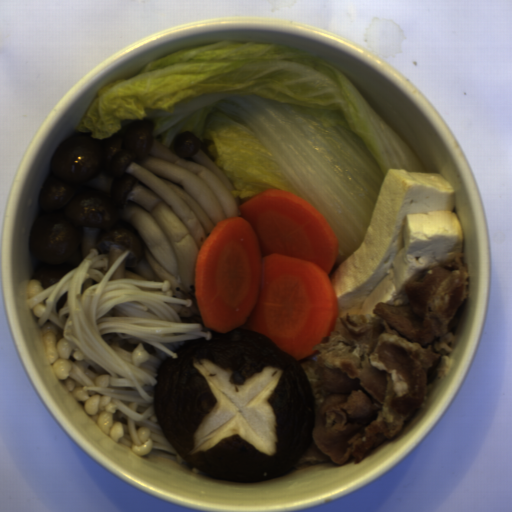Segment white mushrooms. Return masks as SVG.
<instances>
[{
    "label": "white mushrooms",
    "instance_id": "white-mushrooms-1",
    "mask_svg": "<svg viewBox=\"0 0 512 512\" xmlns=\"http://www.w3.org/2000/svg\"><path fill=\"white\" fill-rule=\"evenodd\" d=\"M154 121L136 120L124 136L104 140L81 131L63 140L48 163L50 173L28 232L37 258L33 278L44 290L77 268L96 249L110 280L169 281L172 296L192 299L199 250L216 225L242 215L250 198L235 186L210 152L212 140L180 133L167 147L153 136Z\"/></svg>",
    "mask_w": 512,
    "mask_h": 512
}]
</instances>
